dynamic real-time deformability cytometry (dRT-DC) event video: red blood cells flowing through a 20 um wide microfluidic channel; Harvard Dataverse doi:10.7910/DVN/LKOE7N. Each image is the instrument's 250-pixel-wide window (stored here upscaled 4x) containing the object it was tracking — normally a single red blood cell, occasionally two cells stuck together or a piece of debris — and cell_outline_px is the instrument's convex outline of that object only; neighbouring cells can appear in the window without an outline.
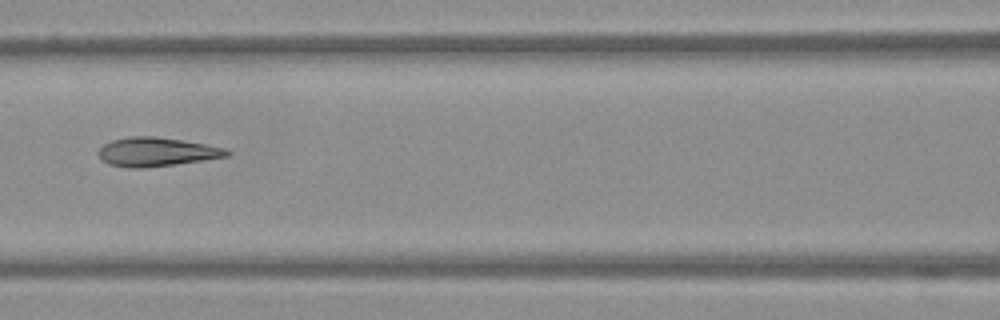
{"species": "Egyptian fruit bat (a non-hibernating species)", "species_latin": "Rousettus aegyptiacus", "temperature_condition": "warm", "stored_images_in_passage": 20, "camera_frame_rate_fps": 3000, "um_per_image_px": 0.085, "frame": {"image": 1, "passage_image": 9, "time_ms": 2.667, "image_size_px": [1000, 320], "cell_outline_px": [[232, 152], [228, 156], [144, 168], [128, 168], [108, 164], [100, 160], [96, 152], [104, 144], [112, 140], [128, 136], [156, 136], [204, 144], [224, 148]], "centroid_in_image_um": [13.22, 12.91], "position_along_channel_um": 153.4, "area_um2": 21.5}}
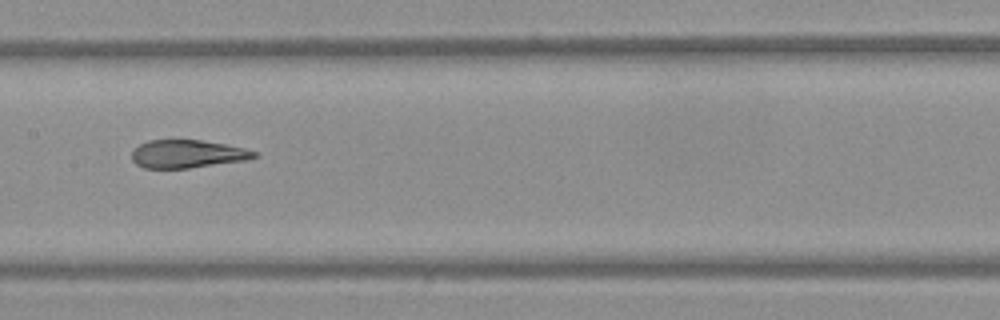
{"frame": {"image": 2, "passage_image": 12, "time_ms": 3.667, "image_size_px": [1000, 320], "cell_outline_px": [[256, 156], [248, 160], [188, 168], [144, 168], [136, 164], [132, 160], [132, 152], [140, 144], [148, 140], [200, 140], [224, 144], [244, 148], [256, 152]], "centroid_in_image_um": [15.91, 13.09], "position_along_channel_um": 191.5, "area_um2": 19.83}}
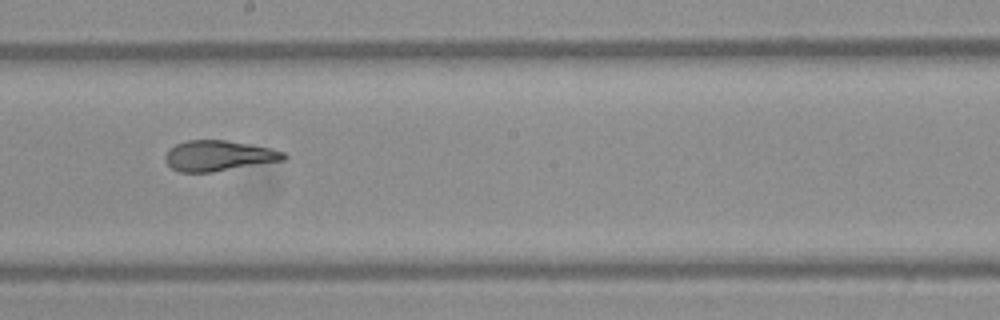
{"frame": {"image": 3, "passage_image": 15, "time_ms": 4.667, "image_size_px": [1000, 320], "cell_outline_px": [[288, 156], [284, 160], [212, 172], [180, 172], [172, 168], [164, 160], [164, 156], [176, 144], [188, 140], [224, 140], [248, 144], [268, 148], [284, 152]], "centroid_in_image_um": [18.57, 13.24], "position_along_channel_um": 229.6, "area_um2": 20.75}}